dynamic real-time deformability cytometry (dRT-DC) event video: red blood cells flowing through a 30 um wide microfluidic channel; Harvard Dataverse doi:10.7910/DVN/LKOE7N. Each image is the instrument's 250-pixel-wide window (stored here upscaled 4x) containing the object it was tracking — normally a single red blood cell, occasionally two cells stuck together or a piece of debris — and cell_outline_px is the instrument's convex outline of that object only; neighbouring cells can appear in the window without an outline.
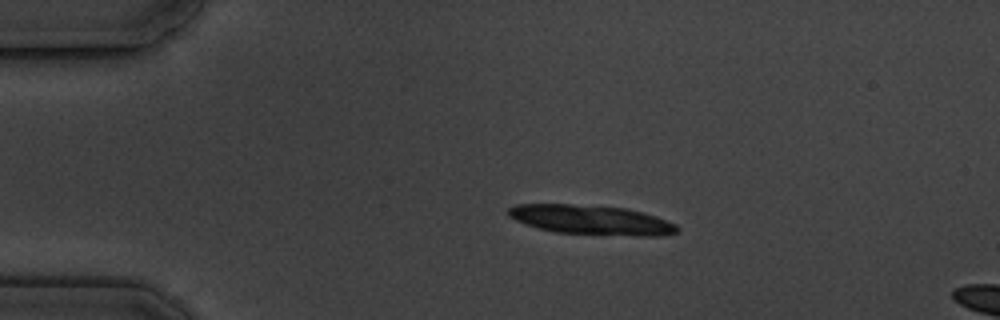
{"species": "common noctule bat (a hibernating species)", "species_latin": "Nyctalus noctula", "temperature_condition": "cold", "stored_images_in_passage": 3, "camera_frame_rate_fps": 3000, "um_per_image_px": 0.085, "animal": {"sex": "male", "body_mass_g": 19.5, "forearm_length_mm": 54.6}, "frame": {"image": 1, "passage_image": 1, "time_ms": 0.0, "image_size_px": [1000, 320], "cell_outline_px": [[680, 228], [676, 232], [660, 236], [636, 236], [556, 232], [524, 224], [508, 216], [508, 208], [516, 204], [568, 204], [628, 208], [644, 212], [656, 216], [676, 224]], "centroid_in_image_um": [50.28, 18.69], "position_along_channel_um": 34.7, "area_um2": 29.02}}